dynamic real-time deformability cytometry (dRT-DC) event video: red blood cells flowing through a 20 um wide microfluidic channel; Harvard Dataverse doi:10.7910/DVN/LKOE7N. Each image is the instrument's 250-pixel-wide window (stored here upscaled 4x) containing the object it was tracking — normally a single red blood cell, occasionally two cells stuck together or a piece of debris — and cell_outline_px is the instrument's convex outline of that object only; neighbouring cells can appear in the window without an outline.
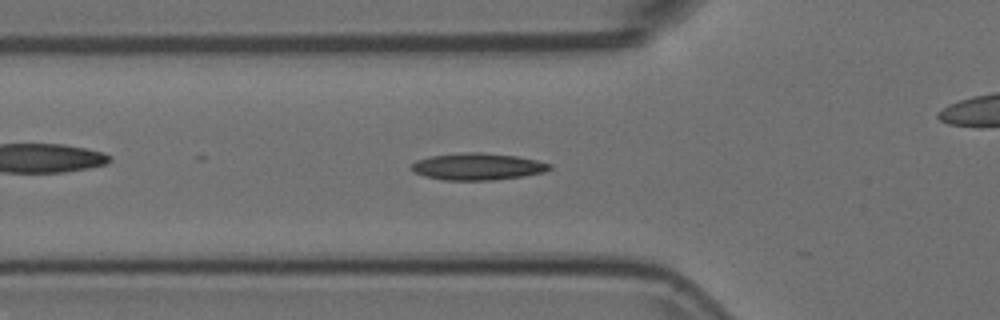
{"species": "Egyptian fruit bat (a non-hibernating species)", "species_latin": "Rousettus aegyptiacus", "temperature_condition": "room temperature", "stored_images_in_passage": 40, "camera_frame_rate_fps": 3000, "um_per_image_px": 0.085, "animal": {"sex": "female"}, "frame": {"image": 1, "passage_image": 7, "time_ms": 2.0, "image_size_px": [1000, 320], "cell_outline_px": [[552, 168], [544, 172], [524, 176], [492, 180], [444, 180], [424, 176], [412, 172], [408, 168], [416, 160], [432, 156], [468, 152], [480, 152], [516, 156], [536, 160], [552, 164]], "centroid_in_image_um": [40.57, 14.16], "position_along_channel_um": 85.2, "area_um2": 21.68}}
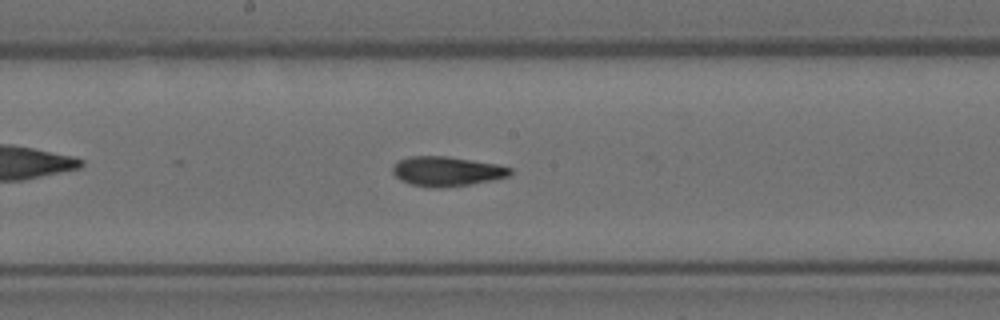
{"frame": {"image": 2, "passage_image": 17, "time_ms": 5.333, "image_size_px": [1000, 320], "cell_outline_px": [[512, 172], [508, 176], [492, 180], [472, 184], [440, 188], [432, 188], [412, 184], [400, 180], [392, 172], [392, 164], [396, 160], [408, 156], [448, 156], [496, 164], [512, 168]], "centroid_in_image_um": [37.93, 14.55], "position_along_channel_um": 210.3, "area_um2": 20.46}}
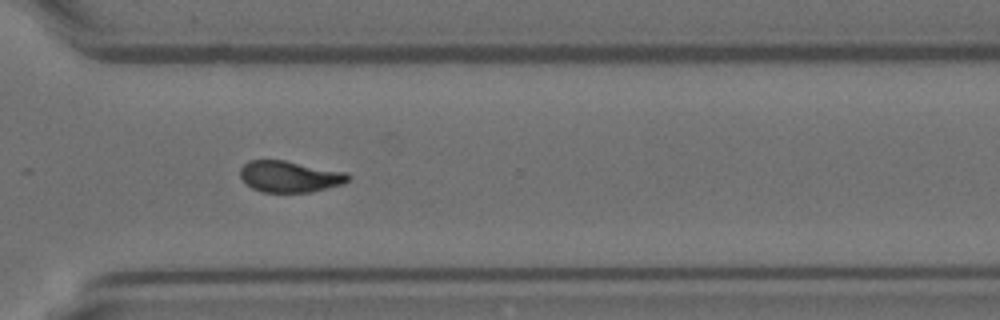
{"frame": {"image": 3, "passage_image": 28, "time_ms": 9.0, "image_size_px": [1000, 320], "cell_outline_px": [[352, 176], [344, 184], [312, 192], [264, 192], [252, 188], [240, 176], [240, 168], [248, 160], [284, 160], [348, 172]], "centroid_in_image_um": [24.67, 15.0], "position_along_channel_um": 345.9, "area_um2": 19.83}}